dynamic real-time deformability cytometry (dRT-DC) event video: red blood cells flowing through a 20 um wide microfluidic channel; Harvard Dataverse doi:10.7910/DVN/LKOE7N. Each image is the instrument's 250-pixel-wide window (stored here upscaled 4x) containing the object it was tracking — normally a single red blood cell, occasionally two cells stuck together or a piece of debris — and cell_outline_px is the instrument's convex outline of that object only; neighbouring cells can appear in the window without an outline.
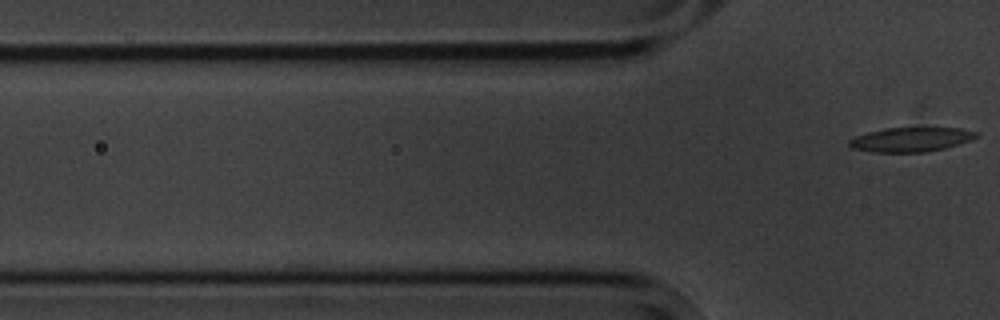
{"species": "common noctule bat (a hibernating species)", "species_latin": "Nyctalus noctula", "temperature_condition": "cold", "stored_images_in_passage": 7, "camera_frame_rate_fps": 3000, "um_per_image_px": 0.085, "animal": {"sex": "male", "body_mass_g": 20.1, "forearm_length_mm": 53.5}, "frame": {"image": 1, "passage_image": 7, "time_ms": 8.0, "image_size_px": [1000, 320], "cell_outline_px": [[980, 136], [944, 148], [928, 152], [872, 152], [852, 148], [848, 144], [848, 140], [856, 136], [868, 132], [888, 128], [960, 128], [976, 132]], "centroid_in_image_um": [77.39, 11.86], "position_along_channel_um": 48.4, "area_um2": 17.8}}